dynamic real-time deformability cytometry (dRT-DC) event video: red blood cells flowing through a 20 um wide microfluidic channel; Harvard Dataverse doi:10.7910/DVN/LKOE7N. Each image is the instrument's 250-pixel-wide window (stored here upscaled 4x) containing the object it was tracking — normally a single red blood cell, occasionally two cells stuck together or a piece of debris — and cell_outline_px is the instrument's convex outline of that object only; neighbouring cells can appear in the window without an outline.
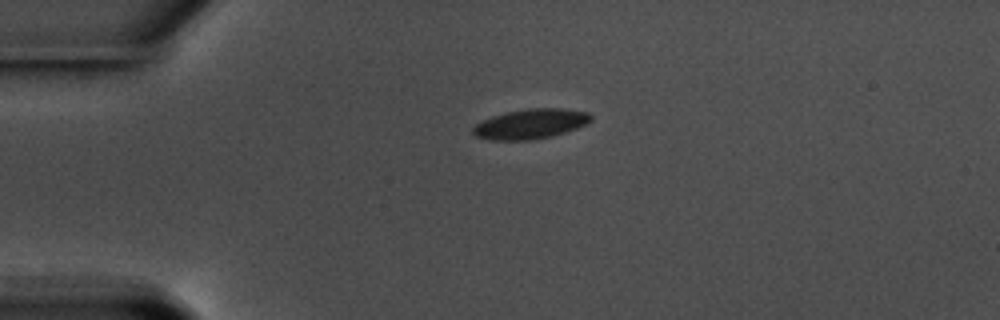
{"species": "common noctule bat (a hibernating species)", "species_latin": "Nyctalus noctula", "temperature_condition": "warm", "stored_images_in_passage": 45, "camera_frame_rate_fps": 3000, "um_per_image_px": 0.085, "animal": {"sex": "male", "body_mass_g": 17.5, "forearm_length_mm": 52.3}, "frame": {"image": 1, "passage_image": 1, "time_ms": 0.0, "image_size_px": [1000, 320], "cell_outline_px": [[592, 120], [588, 124], [552, 136], [528, 140], [492, 140], [476, 136], [472, 132], [472, 128], [476, 124], [492, 116], [508, 112], [528, 108], [560, 108], [588, 112], [592, 116]], "centroid_in_image_um": [45.12, 10.53], "position_along_channel_um": 39.9, "area_um2": 20.4}}
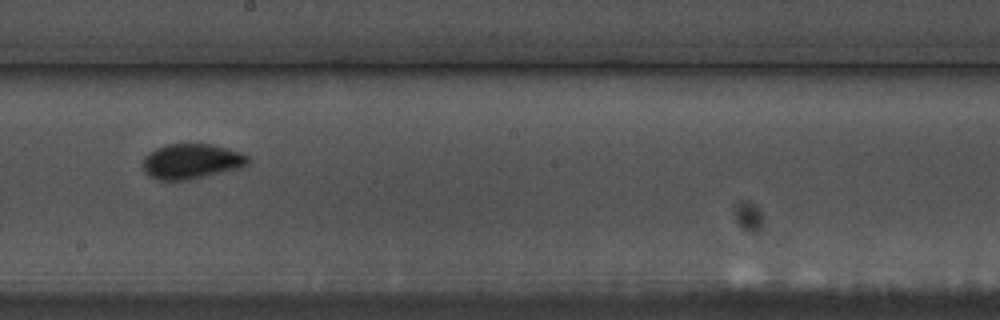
{"frame": {"image": 2, "passage_image": 20, "time_ms": 6.333, "image_size_px": [1000, 320], "cell_outline_px": [[252, 160], [248, 164], [240, 168], [188, 180], [156, 180], [148, 176], [144, 172], [144, 156], [148, 152], [156, 148], [168, 144], [212, 144], [240, 152], [248, 156]], "centroid_in_image_um": [16.27, 13.72], "position_along_channel_um": 231.9, "area_um2": 21.62}}
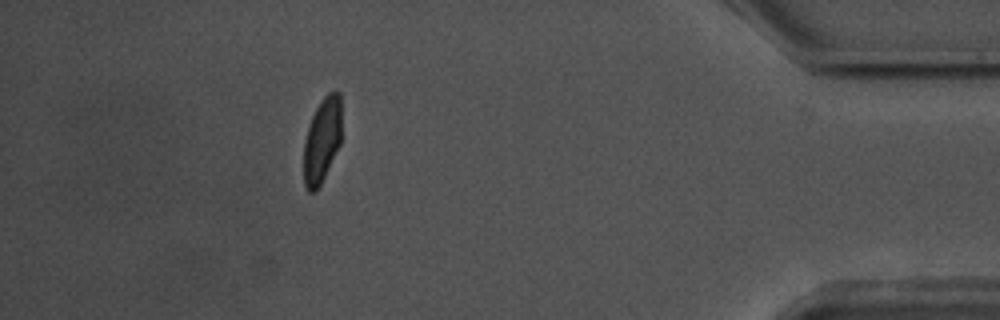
{"frame": {"image": 3, "passage_image": 39, "time_ms": 12.667, "image_size_px": [1000, 320], "cell_outline_px": [[340, 144], [316, 192], [308, 192], [304, 184], [304, 140], [312, 116], [320, 100], [328, 92], [340, 92]], "centroid_in_image_um": [27.35, 11.92], "position_along_channel_um": 407.8, "area_um2": 18.5}, "authors_computed_cell_mechanics": {"area_um2": 20.1144, "velocity_mm_per_s": 3.55, "shape_relaxation_time_tau1_ms": 2.795, "shape_relaxation_time_tau2_ms": 0.8318, "deformation_change_tau1": 0.106, "deformation_change_tau2": 0.0433}}